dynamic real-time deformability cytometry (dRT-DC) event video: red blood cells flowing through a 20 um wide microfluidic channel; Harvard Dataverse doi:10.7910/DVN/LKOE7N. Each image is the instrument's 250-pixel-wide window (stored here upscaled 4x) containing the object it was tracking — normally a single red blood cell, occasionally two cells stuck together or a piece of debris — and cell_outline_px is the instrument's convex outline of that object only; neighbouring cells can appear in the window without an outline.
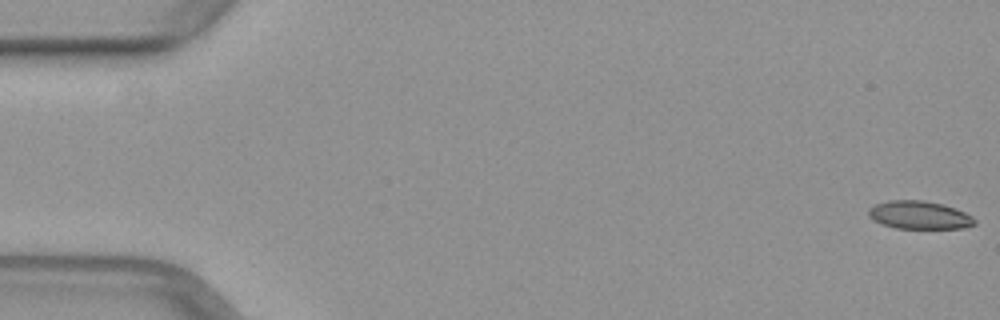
{"species": "common noctule bat (a hibernating species)", "species_latin": "Nyctalus noctula", "temperature_condition": "warm", "stored_images_in_passage": 51, "camera_frame_rate_fps": 3000, "um_per_image_px": 0.085, "animal": {"sex": "female", "body_mass_g": 29.2, "forearm_length_mm": 56.3}, "frame": {"image": 1, "passage_image": 1, "time_ms": 0.0, "image_size_px": [1000, 320], "cell_outline_px": [[976, 224], [964, 228], [896, 228], [884, 224], [868, 216], [868, 208], [876, 204], [888, 200], [924, 200], [944, 204], [956, 208], [972, 216], [976, 220]], "centroid_in_image_um": [78.17, 18.27], "position_along_channel_um": 6.8, "area_um2": 17.34}}
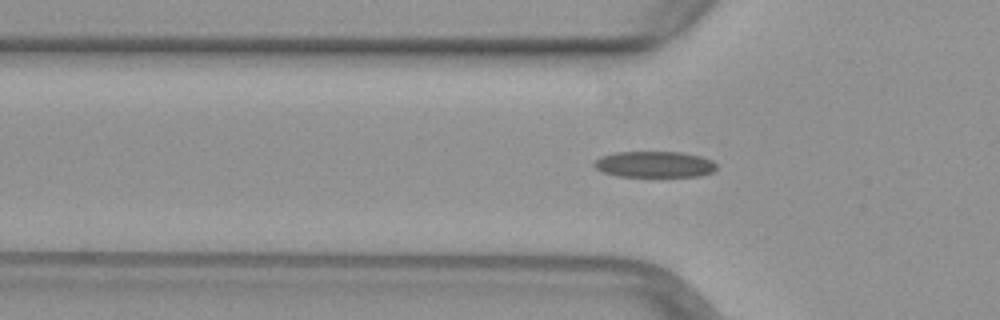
{"frame": {"image": 2, "passage_image": 17, "time_ms": 5.333, "image_size_px": [1000, 320], "cell_outline_px": [[716, 168], [712, 172], [700, 176], [620, 176], [604, 172], [596, 168], [592, 164], [600, 156], [616, 152], [680, 152], [700, 156], [712, 160], [716, 164]], "centroid_in_image_um": [55.63, 13.96], "position_along_channel_um": 70.2, "area_um2": 18.5}}
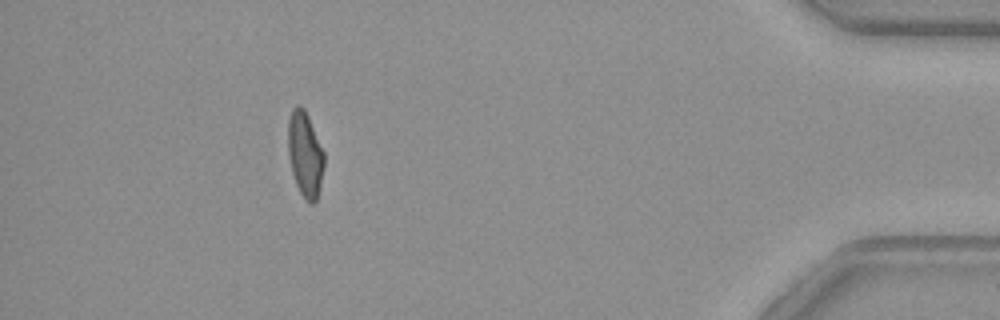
{"frame": {"image": 3, "passage_image": 46, "time_ms": 15.0, "image_size_px": [1000, 320], "cell_outline_px": [[324, 168], [316, 200], [312, 204], [308, 204], [304, 200], [296, 184], [292, 172], [288, 156], [288, 120], [292, 108], [296, 104], [300, 104], [304, 108], [308, 116], [324, 152]], "centroid_in_image_um": [25.92, 13.1], "position_along_channel_um": 409.3, "area_um2": 18.03}}